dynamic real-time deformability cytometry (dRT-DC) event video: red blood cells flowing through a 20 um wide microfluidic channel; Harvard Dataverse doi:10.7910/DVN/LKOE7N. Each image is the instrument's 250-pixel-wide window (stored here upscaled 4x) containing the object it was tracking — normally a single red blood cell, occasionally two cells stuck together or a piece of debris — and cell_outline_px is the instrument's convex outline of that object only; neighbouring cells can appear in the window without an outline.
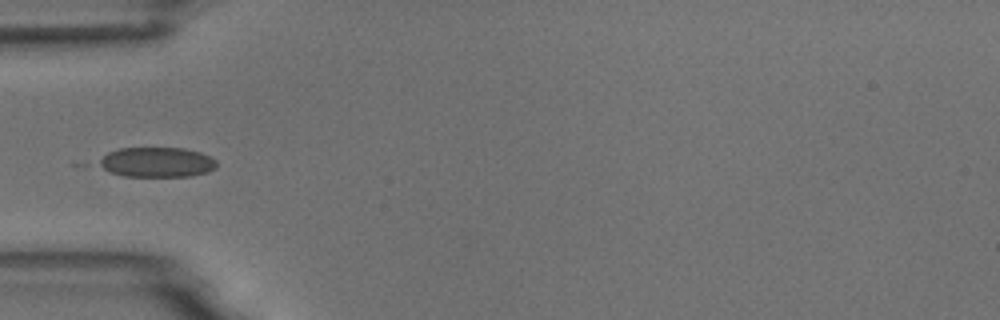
{"species": "common noctule bat (a hibernating species)", "species_latin": "Nyctalus noctula", "temperature_condition": "room temperature", "stored_images_in_passage": 38, "camera_frame_rate_fps": 3000, "um_per_image_px": 0.085, "animal": {"sex": "male", "body_mass_g": 18.8}, "frame": {"image": 1, "passage_image": 1, "time_ms": 0.0, "image_size_px": [1000, 320], "cell_outline_px": [[216, 168], [208, 172], [192, 176], [124, 176], [108, 172], [96, 164], [96, 160], [108, 152], [120, 148], [184, 148], [200, 152], [216, 160]], "centroid_in_image_um": [13.28, 13.79], "position_along_channel_um": 71.7, "area_um2": 20.75}}
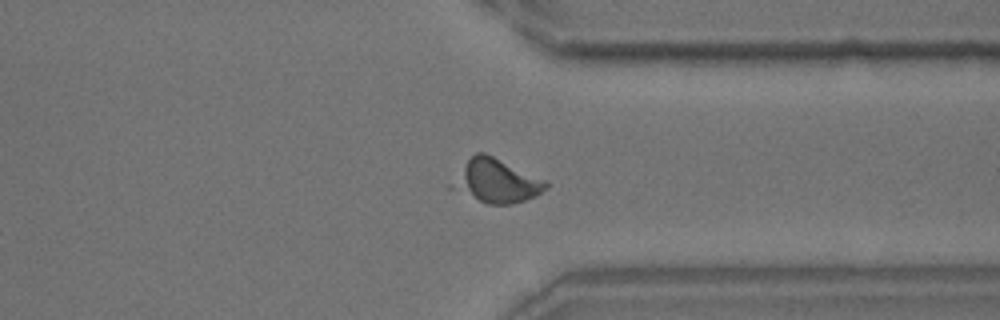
{"frame": {"image": 2, "passage_image": 25, "time_ms": 8.0, "image_size_px": [1000, 320], "cell_outline_px": [[548, 188], [536, 196], [512, 204], [488, 204], [448, 188], [448, 184], [468, 160], [476, 152], [484, 152], [548, 180]], "centroid_in_image_um": [42.19, 15.38], "position_along_channel_um": 369.2, "area_um2": 23.93}}
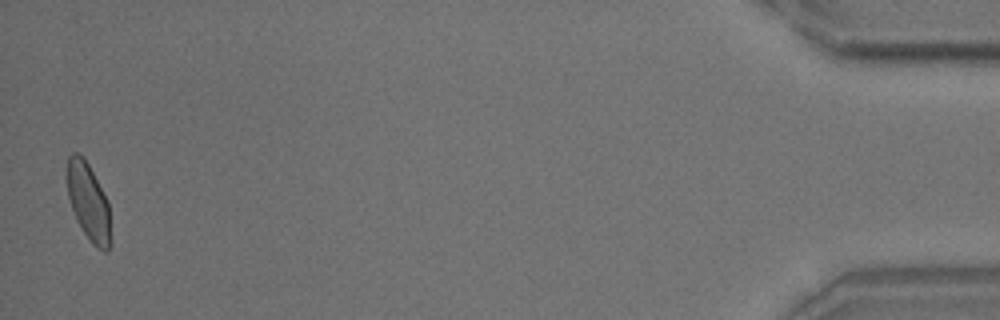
{"frame": {"image": 3, "passage_image": 37, "time_ms": 12.0, "image_size_px": [1000, 320], "cell_outline_px": [[112, 244], [108, 252], [104, 252], [96, 248], [92, 244], [76, 220], [68, 196], [64, 176], [68, 156], [72, 152], [76, 152], [84, 156], [108, 200]], "centroid_in_image_um": [7.51, 17.15], "position_along_channel_um": 427.7, "area_um2": 20.4}}